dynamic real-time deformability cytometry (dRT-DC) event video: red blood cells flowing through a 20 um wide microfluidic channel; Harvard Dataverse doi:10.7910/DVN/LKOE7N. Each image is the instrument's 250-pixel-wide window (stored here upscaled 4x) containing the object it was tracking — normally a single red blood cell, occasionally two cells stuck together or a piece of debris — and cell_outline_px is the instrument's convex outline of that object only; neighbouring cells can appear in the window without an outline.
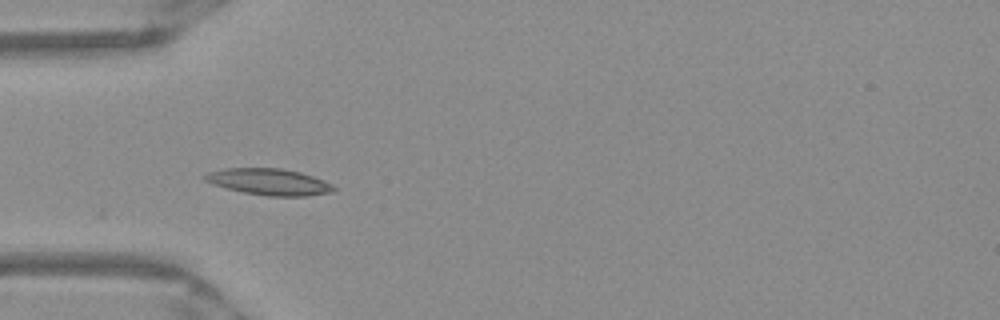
{"species": "Egyptian fruit bat (a non-hibernating species)", "species_latin": "Rousettus aegyptiacus", "temperature_condition": "warm", "stored_images_in_passage": 37, "camera_frame_rate_fps": 3000, "um_per_image_px": 0.085, "frame": {"image": 1, "passage_image": 1, "time_ms": 0.0, "image_size_px": [1000, 320], "cell_outline_px": [[336, 188], [332, 192], [308, 196], [268, 196], [244, 192], [212, 184], [204, 180], [200, 176], [208, 172], [224, 168], [280, 168], [300, 172], [324, 180], [332, 184]], "centroid_in_image_um": [22.85, 15.45], "position_along_channel_um": 62.1, "area_um2": 19.88}}
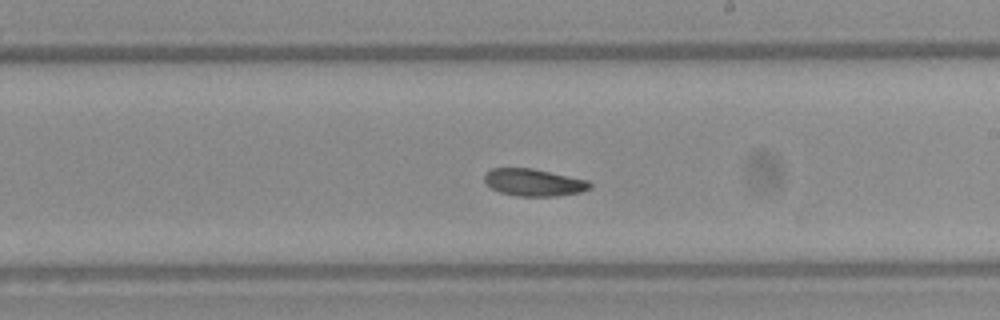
{"frame": {"image": 2, "passage_image": 15, "time_ms": 4.667, "image_size_px": [1000, 320], "cell_outline_px": [[592, 188], [580, 192], [556, 196], [516, 196], [500, 192], [484, 184], [484, 176], [492, 168], [532, 168], [588, 180], [592, 184]], "centroid_in_image_um": [45.37, 15.51], "position_along_channel_um": 243.6, "area_um2": 16.76}}
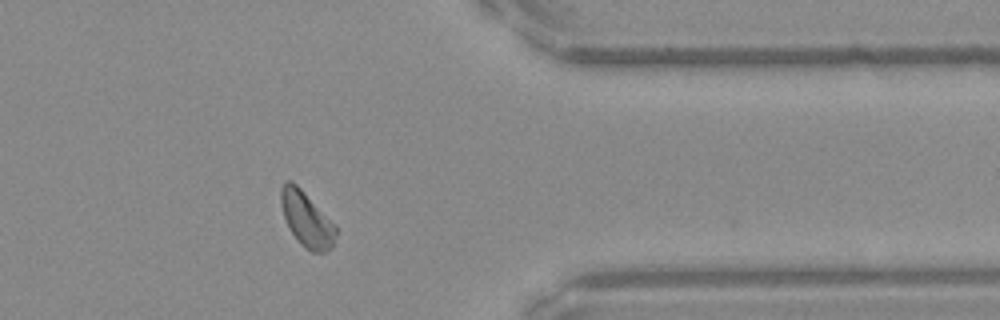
{"frame": {"image": 3, "passage_image": 27, "time_ms": 8.667, "image_size_px": [1000, 320], "cell_outline_px": [[336, 232], [332, 248], [324, 252], [312, 252], [304, 248], [300, 244], [292, 232], [284, 216], [280, 200], [280, 188], [288, 180], [292, 180], [336, 224]], "centroid_in_image_um": [26.08, 18.64], "position_along_channel_um": 385.3, "area_um2": 17.46}}